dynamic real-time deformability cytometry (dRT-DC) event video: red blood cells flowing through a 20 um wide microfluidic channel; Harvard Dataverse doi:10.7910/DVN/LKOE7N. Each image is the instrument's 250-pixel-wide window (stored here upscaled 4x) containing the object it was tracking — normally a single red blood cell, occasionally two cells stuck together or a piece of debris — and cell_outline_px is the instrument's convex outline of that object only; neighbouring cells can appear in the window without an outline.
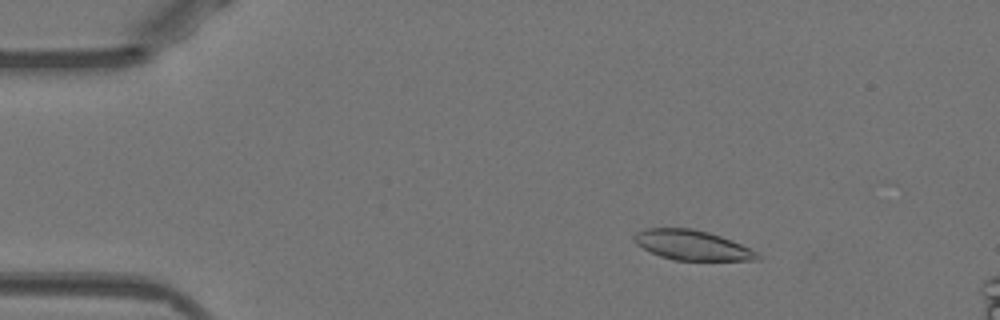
{"species": "Egyptian fruit bat (a non-hibernating species)", "species_latin": "Rousettus aegyptiacus", "temperature_condition": "warm", "stored_images_in_passage": 15, "camera_frame_rate_fps": 3000, "um_per_image_px": 0.085, "animal": {"sex": "female"}, "frame": {"image": 1, "passage_image": 8, "time_ms": 2.333, "image_size_px": [1000, 320], "cell_outline_px": [[760, 260], [676, 260], [660, 256], [636, 244], [632, 240], [632, 236], [636, 232], [648, 228], [692, 228], [708, 232], [732, 240], [756, 252], [760, 256]], "centroid_in_image_um": [58.8, 20.83], "position_along_channel_um": 26.2, "area_um2": 21.27}}